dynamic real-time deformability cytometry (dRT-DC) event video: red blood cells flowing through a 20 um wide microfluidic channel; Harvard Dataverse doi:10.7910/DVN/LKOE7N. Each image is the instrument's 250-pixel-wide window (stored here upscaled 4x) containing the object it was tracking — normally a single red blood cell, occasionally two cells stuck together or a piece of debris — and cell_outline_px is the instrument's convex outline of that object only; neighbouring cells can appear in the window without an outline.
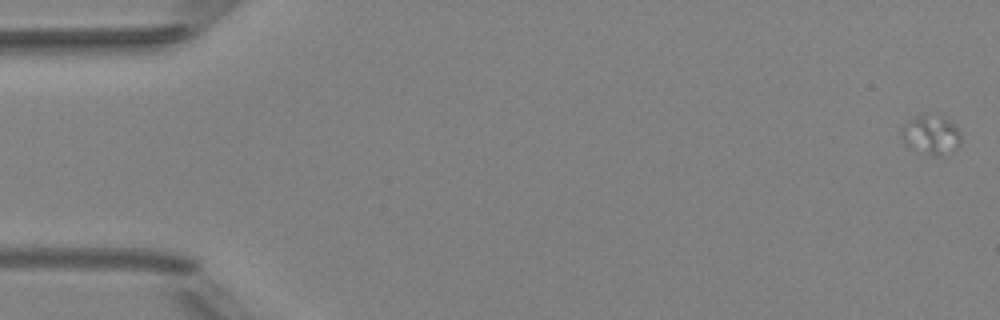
{"species": "Egyptian fruit bat (a non-hibernating species)", "species_latin": "Rousettus aegyptiacus", "temperature_condition": "room temperature", "stored_images_in_passage": 5, "camera_frame_rate_fps": 3000, "um_per_image_px": 0.085, "animal": {"sex": "female"}, "frame": {"image": 1, "passage_image": 1, "time_ms": 0.0, "image_size_px": [1000, 320], "cell_outline_px": [[960, 144], [940, 156], [908, 148], [904, 140], [904, 124], [916, 116], [924, 112], [936, 112], [948, 120], [960, 132]], "centroid_in_image_um": [79.15, 11.39], "position_along_channel_um": 5.9, "area_um2": 13.29}}